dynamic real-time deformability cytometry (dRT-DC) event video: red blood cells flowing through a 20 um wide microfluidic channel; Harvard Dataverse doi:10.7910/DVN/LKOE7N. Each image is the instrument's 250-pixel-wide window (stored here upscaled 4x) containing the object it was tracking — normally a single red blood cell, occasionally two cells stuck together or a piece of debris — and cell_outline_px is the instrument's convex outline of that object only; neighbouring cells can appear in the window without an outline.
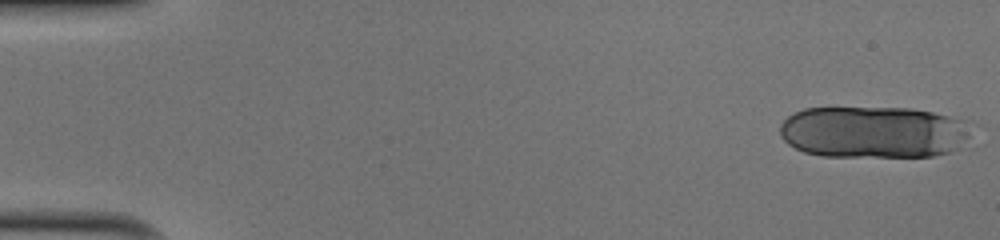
{"species": "human", "species_latin": "Homo sapiens", "temperature_condition": "cold", "stored_images_in_passage": 17, "camera_frame_rate_fps": 3000, "um_per_image_px": 0.085, "donor": {"sex": "male"}, "frame": {"image": 1, "passage_image": 1, "time_ms": 0.0, "image_size_px": [1000, 240], "cell_outline_px": [[976, 124], [960, 148], [948, 152], [932, 156], [824, 156], [804, 152], [788, 144], [780, 136], [780, 124], [788, 116], [804, 108], [912, 108], [972, 120]], "centroid_in_image_um": [74.33, 11.21], "position_along_channel_um": 10.7, "area_um2": 58.61}}